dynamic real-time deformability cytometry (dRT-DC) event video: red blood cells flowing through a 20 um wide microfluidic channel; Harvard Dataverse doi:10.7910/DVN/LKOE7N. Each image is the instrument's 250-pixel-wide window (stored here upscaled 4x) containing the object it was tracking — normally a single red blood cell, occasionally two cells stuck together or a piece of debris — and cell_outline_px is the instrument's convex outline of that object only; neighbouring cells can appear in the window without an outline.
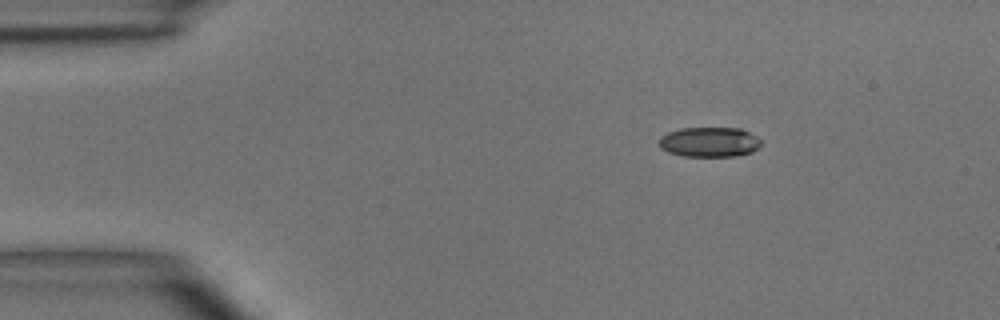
{"species": "common noctule bat (a hibernating species)", "species_latin": "Nyctalus noctula", "temperature_condition": "room temperature", "stored_images_in_passage": 4, "segment_of_instrument_passage": [1, 2], "camera_frame_rate_fps": 3000, "um_per_image_px": 0.085, "animal": {"sex": "male", "body_mass_g": 15.6}, "frame": {"image": 1, "passage_image": 1, "time_ms": 0.0, "image_size_px": [1000, 320], "cell_outline_px": [[760, 144], [752, 152], [736, 156], [684, 156], [668, 152], [660, 148], [656, 144], [660, 136], [668, 132], [680, 128], [740, 128], [756, 136], [760, 140]], "centroid_in_image_um": [60.23, 12.07], "position_along_channel_um": 24.8, "area_um2": 17.86}}
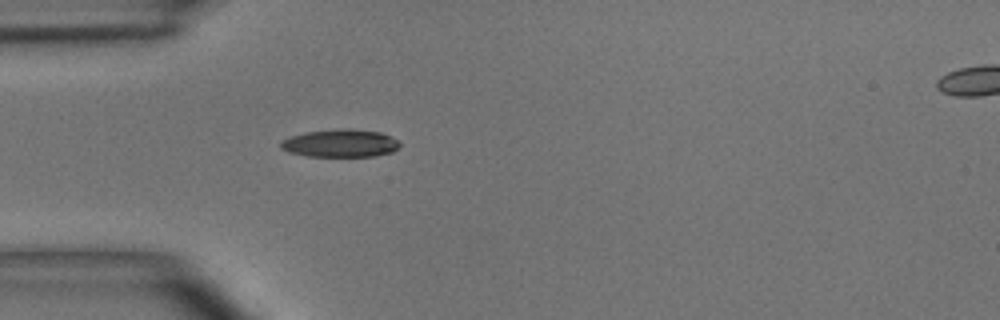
{"frame": {"image": 2, "passage_image": 3, "time_ms": 2.333, "image_size_px": [1000, 320], "cell_outline_px": [[400, 148], [392, 152], [376, 156], [308, 156], [288, 152], [280, 148], [280, 140], [304, 132], [344, 128], [348, 128], [380, 132], [392, 136], [400, 140]], "centroid_in_image_um": [28.96, 12.17], "position_along_channel_um": 56.0, "area_um2": 19.54}}